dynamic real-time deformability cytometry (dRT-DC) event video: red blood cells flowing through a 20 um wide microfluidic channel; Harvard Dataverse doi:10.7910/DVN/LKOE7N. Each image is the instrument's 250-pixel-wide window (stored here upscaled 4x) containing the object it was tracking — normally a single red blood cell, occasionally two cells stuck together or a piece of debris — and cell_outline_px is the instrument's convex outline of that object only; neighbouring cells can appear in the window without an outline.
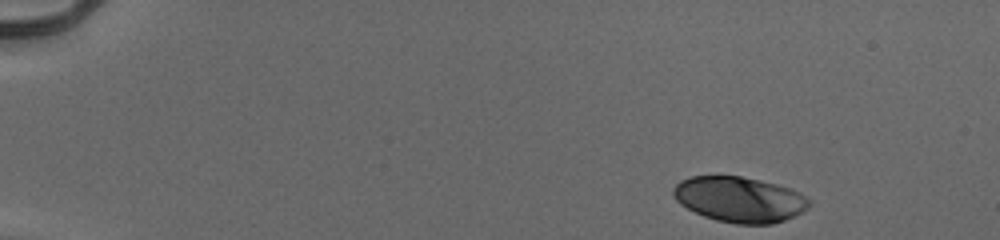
{"species": "human", "species_latin": "Homo sapiens", "temperature_condition": "cold", "stored_images_in_passage": 48, "camera_frame_rate_fps": 3000, "um_per_image_px": 0.085, "donor": {"sex": "male"}, "frame": {"image": 1, "passage_image": 1, "time_ms": 0.0, "image_size_px": [1000, 240], "cell_outline_px": [[812, 204], [808, 208], [784, 220], [772, 224], [736, 224], [716, 220], [704, 216], [680, 204], [672, 196], [672, 188], [680, 180], [692, 176], [740, 176], [760, 180], [792, 188], [808, 196], [812, 200]], "centroid_in_image_um": [62.88, 16.94], "position_along_channel_um": 22.1, "area_um2": 36.24}}
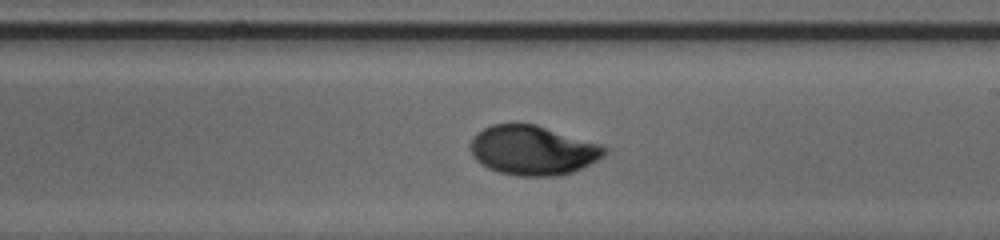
{"frame": {"image": 2, "passage_image": 28, "time_ms": 9.0, "image_size_px": [1000, 240], "cell_outline_px": [[608, 152], [604, 156], [572, 172], [560, 176], [516, 176], [500, 172], [488, 168], [480, 164], [472, 156], [468, 144], [472, 136], [476, 132], [492, 124], [536, 124], [600, 144], [608, 148]], "centroid_in_image_um": [45.25, 12.77], "position_along_channel_um": 243.8, "area_um2": 38.9}}
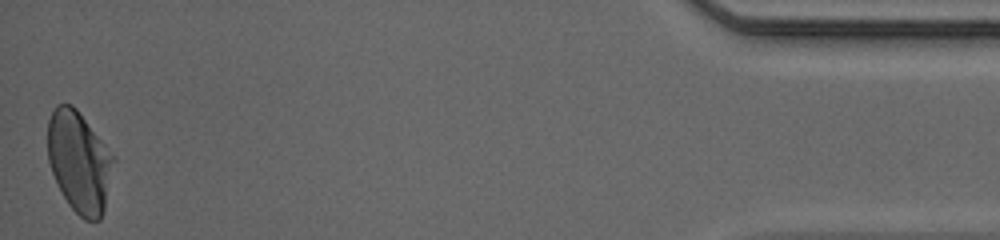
{"frame": {"image": 3, "passage_image": 48, "time_ms": 15.667, "image_size_px": [1000, 240], "cell_outline_px": [[116, 160], [104, 212], [100, 220], [84, 220], [68, 204], [52, 172], [48, 160], [48, 120], [56, 104], [72, 104], [76, 108], [116, 156]], "centroid_in_image_um": [6.78, 13.75], "position_along_channel_um": 428.4, "area_um2": 39.13}, "authors_computed_cell_mechanics": {"area_um2": 38.2347, "velocity_mm_per_s": 3.9217, "shape_relaxation_time_tau1_ms": 3.3277, "shape_relaxation_time_tau2_ms": 0.8551, "deformation_change_tau1": 0.1665, "deformation_change_tau2": 0.0351}}